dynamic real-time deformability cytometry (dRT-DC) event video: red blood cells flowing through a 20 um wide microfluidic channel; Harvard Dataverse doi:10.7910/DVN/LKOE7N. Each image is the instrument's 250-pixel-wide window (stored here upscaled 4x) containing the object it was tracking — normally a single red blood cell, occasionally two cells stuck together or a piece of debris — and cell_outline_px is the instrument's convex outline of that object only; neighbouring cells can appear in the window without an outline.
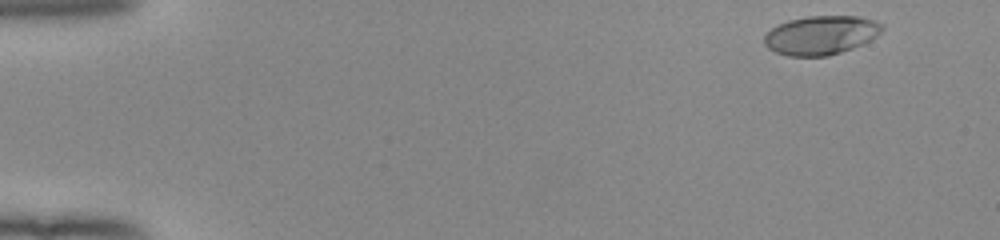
{"species": "human", "species_latin": "Homo sapiens", "temperature_condition": "room temperature", "stored_images_in_passage": 51, "camera_frame_rate_fps": 3000, "um_per_image_px": 0.085, "donor": {"sex": "female"}, "frame": {"image": 1, "passage_image": 3, "time_ms": 0.667, "image_size_px": [1000, 240], "cell_outline_px": [[884, 28], [876, 36], [864, 44], [828, 56], [788, 56], [776, 52], [768, 48], [764, 44], [764, 36], [776, 24], [788, 20], [808, 16], [860, 16], [876, 20], [884, 24]], "centroid_in_image_um": [69.8, 2.98], "position_along_channel_um": 15.2, "area_um2": 26.93}}
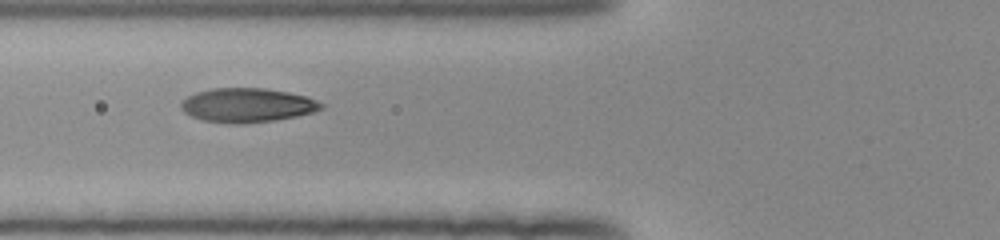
{"frame": {"image": 2, "passage_image": 20, "time_ms": 6.333, "image_size_px": [1000, 240], "cell_outline_px": [[324, 108], [312, 112], [296, 116], [276, 120], [244, 124], [232, 124], [204, 120], [192, 116], [184, 112], [180, 108], [180, 104], [188, 96], [196, 92], [212, 88], [264, 88], [288, 92], [308, 96], [324, 104]], "centroid_in_image_um": [21.03, 8.94], "position_along_channel_um": 104.8, "area_um2": 27.98}}
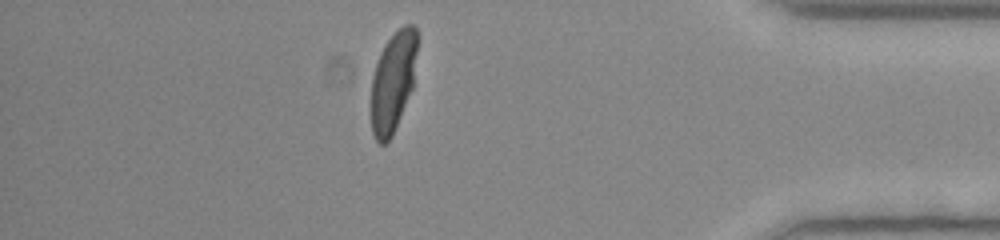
{"frame": {"image": 3, "passage_image": 45, "time_ms": 14.667, "image_size_px": [1000, 240], "cell_outline_px": [[420, 36], [412, 88], [392, 136], [384, 144], [380, 144], [376, 140], [372, 132], [372, 76], [380, 52], [384, 44], [404, 24], [412, 24], [416, 28]], "centroid_in_image_um": [33.44, 6.87], "position_along_channel_um": 401.8, "area_um2": 26.99}, "authors_computed_cell_mechanics": {"area_um2": 27.5128, "velocity_mm_per_s": 3.965, "shape_relaxation_time_tau1_ms": 3.0607, "shape_relaxation_time_tau2_ms": null, "deformation_change_tau1": 0.1882, "deformation_change_tau2": null}}